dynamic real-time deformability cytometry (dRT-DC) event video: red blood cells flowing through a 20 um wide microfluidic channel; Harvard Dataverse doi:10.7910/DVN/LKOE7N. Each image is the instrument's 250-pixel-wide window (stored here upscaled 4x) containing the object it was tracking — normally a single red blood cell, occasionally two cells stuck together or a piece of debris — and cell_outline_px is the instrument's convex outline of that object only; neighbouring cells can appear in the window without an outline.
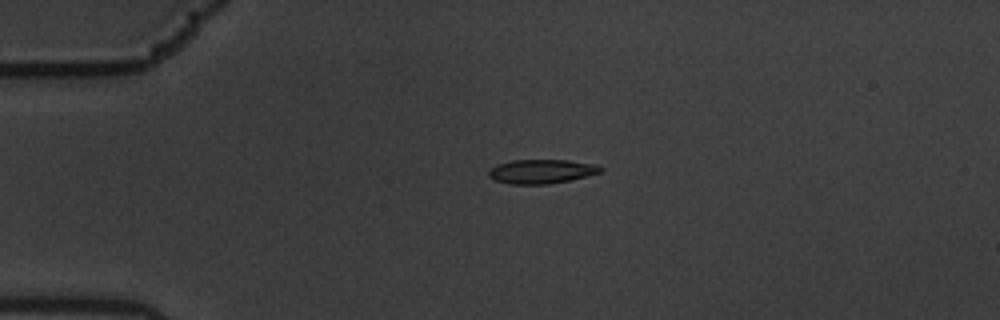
{"species": "common noctule bat (a hibernating species)", "species_latin": "Nyctalus noctula", "temperature_condition": "warm", "stored_images_in_passage": 5, "camera_frame_rate_fps": 3000, "um_per_image_px": 0.085, "animal": {"sex": "male", "body_mass_g": 19.5, "forearm_length_mm": 54.6}, "frame": {"image": 1, "passage_image": 4, "time_ms": 1.0, "image_size_px": [1000, 320], "cell_outline_px": [[604, 168], [600, 172], [568, 180], [548, 184], [512, 184], [492, 180], [488, 176], [488, 172], [496, 164], [512, 160], [568, 160], [596, 164]], "centroid_in_image_um": [45.98, 14.56], "position_along_channel_um": 39.0, "area_um2": 15.66}}